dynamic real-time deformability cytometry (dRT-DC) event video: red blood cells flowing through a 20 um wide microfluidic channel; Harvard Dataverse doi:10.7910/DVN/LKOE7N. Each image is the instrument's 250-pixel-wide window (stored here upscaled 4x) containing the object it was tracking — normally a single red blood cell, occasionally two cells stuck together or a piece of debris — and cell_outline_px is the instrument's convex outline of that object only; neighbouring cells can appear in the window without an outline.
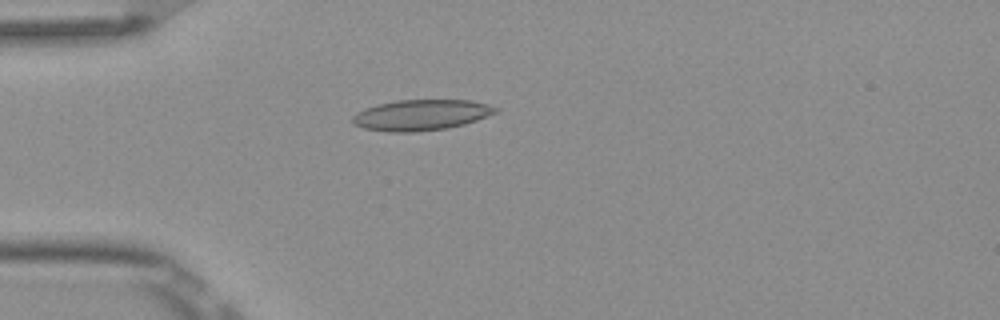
{"species": "Egyptian fruit bat (a non-hibernating species)", "species_latin": "Rousettus aegyptiacus", "temperature_condition": "room temperature", "stored_images_in_passage": 5, "camera_frame_rate_fps": 3000, "um_per_image_px": 0.085, "frame": {"image": 1, "passage_image": 4, "time_ms": 1.0, "image_size_px": [1000, 320], "cell_outline_px": [[500, 112], [464, 124], [444, 128], [416, 132], [388, 132], [364, 128], [352, 124], [352, 116], [356, 112], [364, 108], [396, 100], [472, 100], [488, 104], [500, 108]], "centroid_in_image_um": [35.81, 9.77], "position_along_channel_um": 49.2, "area_um2": 25.78}}